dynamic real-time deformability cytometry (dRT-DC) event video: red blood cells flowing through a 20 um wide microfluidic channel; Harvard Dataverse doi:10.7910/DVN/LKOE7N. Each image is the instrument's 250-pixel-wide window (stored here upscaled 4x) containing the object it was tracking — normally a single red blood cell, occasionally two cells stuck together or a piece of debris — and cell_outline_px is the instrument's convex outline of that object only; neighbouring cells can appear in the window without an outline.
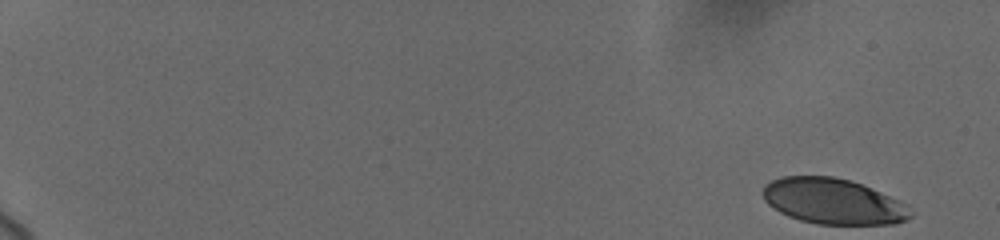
{"species": "human", "species_latin": "Homo sapiens", "temperature_condition": "cold", "stored_images_in_passage": 38, "camera_frame_rate_fps": 3000, "um_per_image_px": 0.085, "donor": {"sex": "female"}, "frame": {"image": 1, "passage_image": 1, "time_ms": 0.0, "image_size_px": [1000, 240], "cell_outline_px": [[912, 216], [896, 224], [816, 224], [800, 220], [788, 216], [780, 212], [768, 204], [764, 200], [764, 184], [772, 180], [784, 176], [832, 176], [848, 180], [860, 184], [880, 192], [908, 204]], "centroid_in_image_um": [70.81, 17.12], "position_along_channel_um": 14.2, "area_um2": 39.07}}
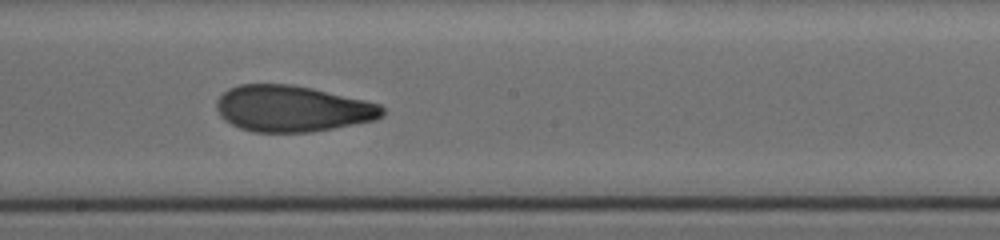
{"frame": {"image": 2, "passage_image": 24, "time_ms": 11.0, "image_size_px": [1000, 240], "cell_outline_px": [[384, 112], [380, 116], [372, 120], [312, 132], [252, 132], [240, 128], [224, 120], [220, 116], [216, 108], [216, 100], [228, 88], [240, 84], [292, 84], [312, 88], [364, 100], [380, 104], [384, 108]], "centroid_in_image_um": [24.79, 9.23], "position_along_channel_um": 223.4, "area_um2": 44.45}}
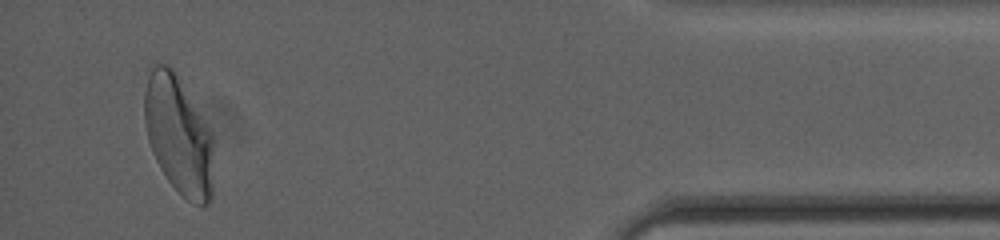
{"frame": {"image": 3, "passage_image": 38, "time_ms": 17.667, "image_size_px": [1000, 240], "cell_outline_px": [[212, 200], [208, 204], [192, 204], [168, 180], [160, 168], [152, 152], [148, 140], [144, 120], [144, 92], [148, 76], [152, 64], [156, 60], [168, 64], [172, 68], [212, 132]], "centroid_in_image_um": [15.15, 11.46], "position_along_channel_um": 420.0, "area_um2": 47.57}, "authors_computed_cell_mechanics": {"area_um2": 44.0147, "velocity_mm_per_s": 3.6877, "shape_relaxation_time_tau1_ms": 7.0603, "shape_relaxation_time_tau2_ms": 1.7459, "deformation_change_tau1": 0.2011, "deformation_change_tau2": 0.0795}}